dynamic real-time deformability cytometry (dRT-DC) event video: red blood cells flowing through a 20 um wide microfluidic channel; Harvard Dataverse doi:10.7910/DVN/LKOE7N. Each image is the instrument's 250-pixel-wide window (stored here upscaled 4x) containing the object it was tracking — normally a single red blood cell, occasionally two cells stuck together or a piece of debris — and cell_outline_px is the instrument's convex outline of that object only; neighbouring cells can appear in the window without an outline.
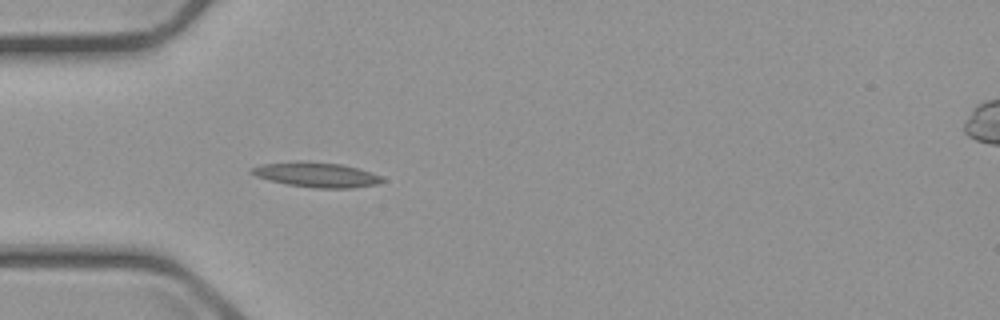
{"species": "common noctule bat (a hibernating species)", "species_latin": "Nyctalus noctula", "temperature_condition": "cold", "stored_images_in_passage": 4, "camera_frame_rate_fps": 3000, "um_per_image_px": 0.085, "animal": {"sex": "male", "body_mass_g": 23.1, "forearm_length_mm": 52.7}, "frame": {"image": 1, "passage_image": 4, "time_ms": 4.0, "image_size_px": [1000, 320], "cell_outline_px": [[384, 180], [376, 184], [352, 188], [312, 188], [288, 184], [268, 180], [256, 176], [248, 172], [252, 168], [260, 164], [296, 160], [300, 160], [344, 164], [380, 176]], "centroid_in_image_um": [26.82, 14.83], "position_along_channel_um": 58.2, "area_um2": 19.02}}